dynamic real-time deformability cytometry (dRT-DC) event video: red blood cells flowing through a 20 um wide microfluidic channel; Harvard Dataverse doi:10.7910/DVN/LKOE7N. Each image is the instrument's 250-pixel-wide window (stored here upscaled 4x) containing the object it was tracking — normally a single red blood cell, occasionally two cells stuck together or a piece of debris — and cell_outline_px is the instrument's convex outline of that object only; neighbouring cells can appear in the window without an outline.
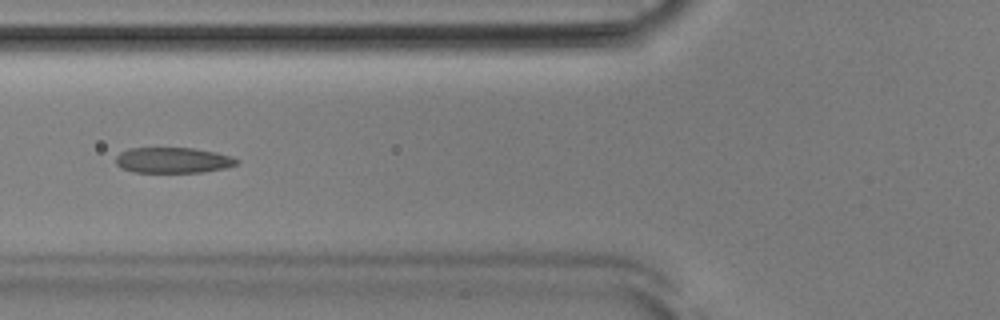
{"species": "Egyptian fruit bat (a non-hibernating species)", "species_latin": "Rousettus aegyptiacus", "temperature_condition": "room temperature", "stored_images_in_passage": 52, "camera_frame_rate_fps": 3000, "um_per_image_px": 0.085, "animal": {"sex": "male"}, "frame": {"image": 1, "passage_image": 20, "time_ms": 6.333, "image_size_px": [1000, 320], "cell_outline_px": [[240, 160], [236, 164], [224, 168], [200, 172], [132, 172], [120, 168], [116, 164], [116, 156], [120, 152], [128, 148], [192, 148], [216, 152], [232, 156]], "centroid_in_image_um": [14.67, 13.61], "position_along_channel_um": 111.1, "area_um2": 18.09}}
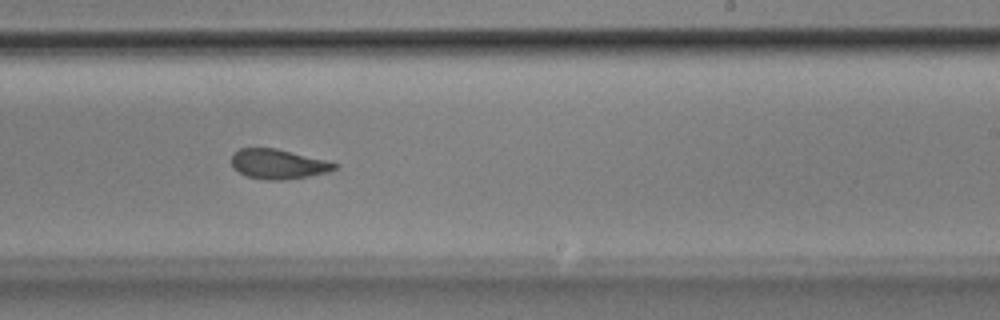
{"frame": {"image": 2, "passage_image": 32, "time_ms": 10.333, "image_size_px": [1000, 320], "cell_outline_px": [[340, 164], [336, 168], [328, 172], [308, 176], [280, 180], [264, 180], [248, 176], [232, 168], [232, 156], [240, 148], [276, 148], [332, 160]], "centroid_in_image_um": [23.72, 13.93], "position_along_channel_um": 265.3, "area_um2": 18.09}}
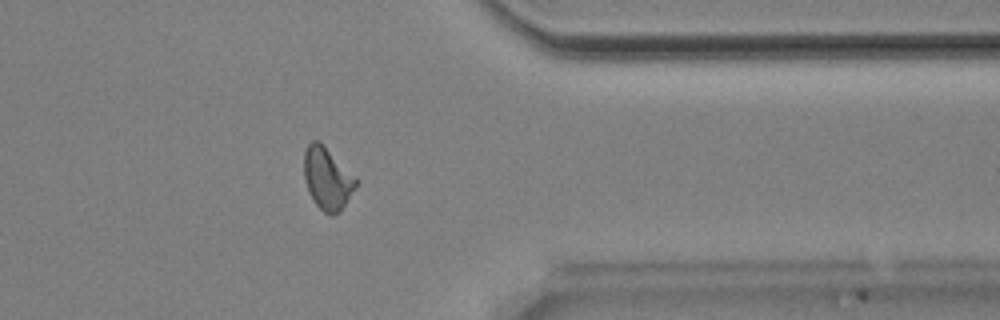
{"frame": {"image": 3, "passage_image": 42, "time_ms": 13.667, "image_size_px": [1000, 320], "cell_outline_px": [[356, 188], [340, 212], [332, 216], [324, 212], [312, 200], [308, 192], [304, 176], [304, 152], [308, 144], [312, 140], [316, 140], [356, 176]], "centroid_in_image_um": [27.82, 15.22], "position_along_channel_um": 383.6, "area_um2": 18.61}, "authors_computed_cell_mechanics": {"area_um2": 18.3515, "velocity_mm_per_s": 3.8572, "shape_relaxation_time_tau1_ms": 9.5048, "shape_relaxation_time_tau2_ms": 1.5005, "deformation_change_tau1": 0.2412, "deformation_change_tau2": 0.0752}}